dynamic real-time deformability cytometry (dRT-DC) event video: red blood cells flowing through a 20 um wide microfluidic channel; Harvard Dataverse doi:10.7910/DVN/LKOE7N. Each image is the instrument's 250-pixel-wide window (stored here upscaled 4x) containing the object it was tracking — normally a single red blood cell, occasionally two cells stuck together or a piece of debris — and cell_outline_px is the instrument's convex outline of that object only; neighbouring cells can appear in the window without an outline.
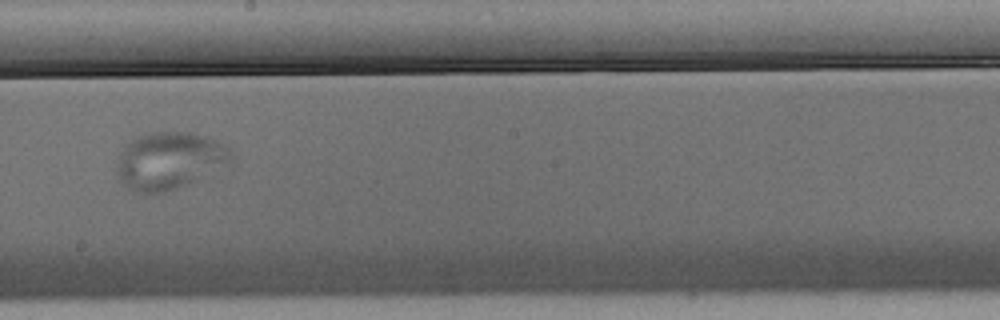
{"species": "Egyptian fruit bat (a non-hibernating species)", "species_latin": "Rousettus aegyptiacus", "temperature_condition": "warm", "stored_images_in_passage": 57, "camera_frame_rate_fps": 3000, "um_per_image_px": 0.085, "animal": {"sex": "male"}, "frame": {"image": 1, "passage_image": 32, "time_ms": 10.333, "image_size_px": [1000, 320], "cell_outline_px": [[232, 156], [228, 164], [184, 184], [164, 192], [132, 192], [116, 176], [116, 164], [120, 152], [124, 144], [128, 140], [136, 136], [156, 132], [188, 132], [208, 136], [224, 144], [232, 152]], "centroid_in_image_um": [14.33, 13.62], "position_along_channel_um": 233.9, "area_um2": 37.86}}